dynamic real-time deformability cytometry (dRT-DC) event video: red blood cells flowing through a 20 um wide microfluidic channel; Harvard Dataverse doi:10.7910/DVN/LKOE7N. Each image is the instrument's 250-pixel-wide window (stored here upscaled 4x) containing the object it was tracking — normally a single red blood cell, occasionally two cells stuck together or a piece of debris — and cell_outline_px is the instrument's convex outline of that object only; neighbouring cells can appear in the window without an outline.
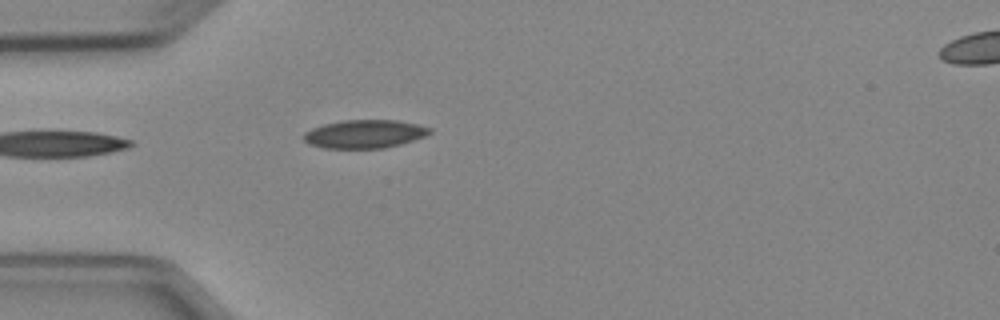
{"species": "Egyptian fruit bat (a non-hibernating species)", "species_latin": "Rousettus aegyptiacus", "temperature_condition": "cold", "stored_images_in_passage": 1, "camera_frame_rate_fps": 3000, "um_per_image_px": 0.085, "animal": {"sex": "female"}, "frame": {"image": 1, "passage_image": 1, "time_ms": 0.0, "image_size_px": [1000, 320], "cell_outline_px": [[432, 132], [424, 136], [400, 144], [384, 148], [324, 148], [308, 144], [304, 140], [304, 132], [312, 128], [324, 124], [344, 120], [396, 120], [416, 124], [432, 128]], "centroid_in_image_um": [30.97, 11.39], "position_along_channel_um": 54.0, "area_um2": 20.69}}